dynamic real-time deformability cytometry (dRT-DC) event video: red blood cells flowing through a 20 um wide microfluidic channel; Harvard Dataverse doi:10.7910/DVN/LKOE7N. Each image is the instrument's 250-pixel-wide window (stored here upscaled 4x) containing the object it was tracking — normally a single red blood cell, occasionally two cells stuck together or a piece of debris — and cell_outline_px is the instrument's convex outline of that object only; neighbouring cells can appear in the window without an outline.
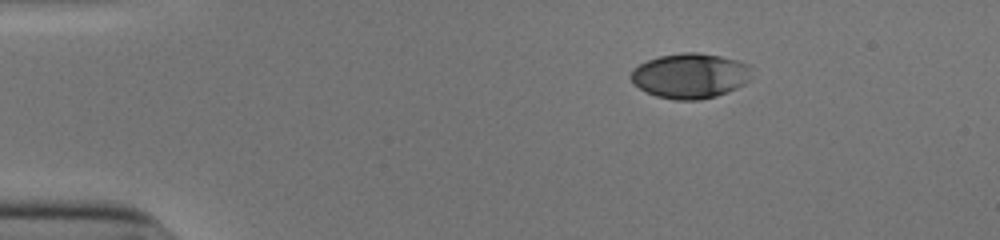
{"species": "human", "species_latin": "Homo sapiens", "temperature_condition": "cold", "stored_images_in_passage": 39, "camera_frame_rate_fps": 3000, "um_per_image_px": 0.085, "donor": {"sex": "male"}, "frame": {"image": 1, "passage_image": 1, "time_ms": 0.0, "image_size_px": [1000, 240], "cell_outline_px": [[748, 80], [744, 84], [736, 88], [716, 96], [700, 100], [676, 100], [656, 96], [640, 88], [632, 80], [632, 72], [640, 64], [648, 60], [660, 56], [684, 52], [696, 52], [720, 56], [736, 60], [748, 64]], "centroid_in_image_um": [58.66, 6.44], "position_along_channel_um": 26.3, "area_um2": 31.1}}
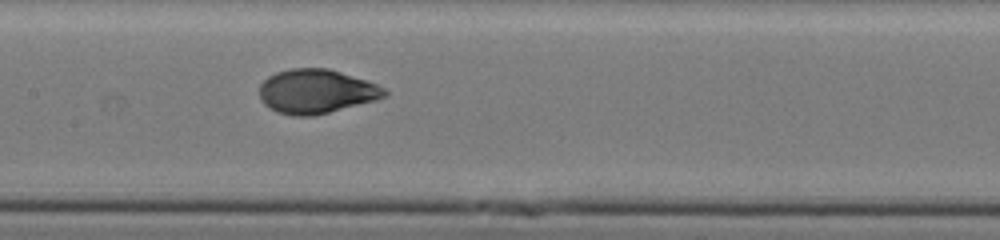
{"frame": {"image": 2, "passage_image": 19, "time_ms": 6.0, "image_size_px": [1000, 240], "cell_outline_px": [[388, 96], [376, 100], [312, 116], [292, 116], [276, 112], [268, 108], [260, 100], [260, 84], [268, 76], [276, 72], [288, 68], [328, 68], [376, 84], [384, 88], [388, 92]], "centroid_in_image_um": [26.84, 7.77], "position_along_channel_um": 180.6, "area_um2": 32.19}}
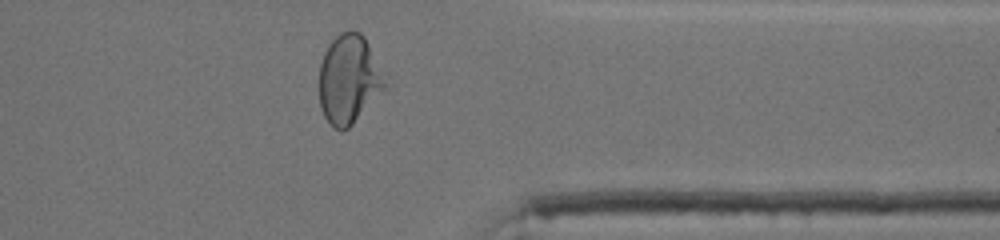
{"frame": {"image": 3, "passage_image": 35, "time_ms": 11.333, "image_size_px": [1000, 240], "cell_outline_px": [[388, 88], [348, 128], [340, 132], [332, 128], [324, 116], [320, 108], [320, 64], [324, 52], [328, 44], [340, 32], [348, 28], [360, 32], [364, 36], [368, 44]], "centroid_in_image_um": [29.63, 6.76], "position_along_channel_um": 381.8, "area_um2": 34.16}, "authors_computed_cell_mechanics": {"area_um2": 32.1368, "velocity_mm_per_s": 3.9061, "shape_relaxation_time_tau1_ms": 4.4927, "shape_relaxation_time_tau2_ms": null, "deformation_change_tau1": 0.2076, "deformation_change_tau2": null}}